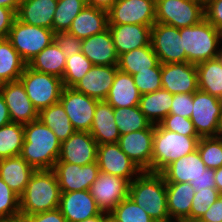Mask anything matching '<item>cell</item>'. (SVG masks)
Listing matches in <instances>:
<instances>
[{"label":"cell","instance_id":"cell-56","mask_svg":"<svg viewBox=\"0 0 222 222\" xmlns=\"http://www.w3.org/2000/svg\"><path fill=\"white\" fill-rule=\"evenodd\" d=\"M21 0H0V6L14 10L16 13L19 9Z\"/></svg>","mask_w":222,"mask_h":222},{"label":"cell","instance_id":"cell-9","mask_svg":"<svg viewBox=\"0 0 222 222\" xmlns=\"http://www.w3.org/2000/svg\"><path fill=\"white\" fill-rule=\"evenodd\" d=\"M190 119L199 137L219 136L222 121V100L204 91L193 93Z\"/></svg>","mask_w":222,"mask_h":222},{"label":"cell","instance_id":"cell-22","mask_svg":"<svg viewBox=\"0 0 222 222\" xmlns=\"http://www.w3.org/2000/svg\"><path fill=\"white\" fill-rule=\"evenodd\" d=\"M114 47L119 55L151 45L152 27L141 24H108Z\"/></svg>","mask_w":222,"mask_h":222},{"label":"cell","instance_id":"cell-32","mask_svg":"<svg viewBox=\"0 0 222 222\" xmlns=\"http://www.w3.org/2000/svg\"><path fill=\"white\" fill-rule=\"evenodd\" d=\"M151 67H161L152 45L134 49L118 56L117 68L130 75L149 70Z\"/></svg>","mask_w":222,"mask_h":222},{"label":"cell","instance_id":"cell-45","mask_svg":"<svg viewBox=\"0 0 222 222\" xmlns=\"http://www.w3.org/2000/svg\"><path fill=\"white\" fill-rule=\"evenodd\" d=\"M20 215V197L0 177V218Z\"/></svg>","mask_w":222,"mask_h":222},{"label":"cell","instance_id":"cell-48","mask_svg":"<svg viewBox=\"0 0 222 222\" xmlns=\"http://www.w3.org/2000/svg\"><path fill=\"white\" fill-rule=\"evenodd\" d=\"M193 108V93H179L173 95L171 110L169 114L180 115L190 118Z\"/></svg>","mask_w":222,"mask_h":222},{"label":"cell","instance_id":"cell-12","mask_svg":"<svg viewBox=\"0 0 222 222\" xmlns=\"http://www.w3.org/2000/svg\"><path fill=\"white\" fill-rule=\"evenodd\" d=\"M76 131L91 130L99 100L89 97L73 87H64L59 100Z\"/></svg>","mask_w":222,"mask_h":222},{"label":"cell","instance_id":"cell-17","mask_svg":"<svg viewBox=\"0 0 222 222\" xmlns=\"http://www.w3.org/2000/svg\"><path fill=\"white\" fill-rule=\"evenodd\" d=\"M161 82L162 88L172 95L196 92L199 89L196 64L188 62L161 64Z\"/></svg>","mask_w":222,"mask_h":222},{"label":"cell","instance_id":"cell-55","mask_svg":"<svg viewBox=\"0 0 222 222\" xmlns=\"http://www.w3.org/2000/svg\"><path fill=\"white\" fill-rule=\"evenodd\" d=\"M11 122L8 107L4 101V98L0 92V127Z\"/></svg>","mask_w":222,"mask_h":222},{"label":"cell","instance_id":"cell-43","mask_svg":"<svg viewBox=\"0 0 222 222\" xmlns=\"http://www.w3.org/2000/svg\"><path fill=\"white\" fill-rule=\"evenodd\" d=\"M220 195L217 188L195 189L189 221H198Z\"/></svg>","mask_w":222,"mask_h":222},{"label":"cell","instance_id":"cell-6","mask_svg":"<svg viewBox=\"0 0 222 222\" xmlns=\"http://www.w3.org/2000/svg\"><path fill=\"white\" fill-rule=\"evenodd\" d=\"M19 80L38 113L59 102L64 88L62 79L31 69L28 65Z\"/></svg>","mask_w":222,"mask_h":222},{"label":"cell","instance_id":"cell-39","mask_svg":"<svg viewBox=\"0 0 222 222\" xmlns=\"http://www.w3.org/2000/svg\"><path fill=\"white\" fill-rule=\"evenodd\" d=\"M85 6V0H58L52 24L53 32L68 31L73 19Z\"/></svg>","mask_w":222,"mask_h":222},{"label":"cell","instance_id":"cell-52","mask_svg":"<svg viewBox=\"0 0 222 222\" xmlns=\"http://www.w3.org/2000/svg\"><path fill=\"white\" fill-rule=\"evenodd\" d=\"M199 222H222V195L211 204L209 209L204 213Z\"/></svg>","mask_w":222,"mask_h":222},{"label":"cell","instance_id":"cell-3","mask_svg":"<svg viewBox=\"0 0 222 222\" xmlns=\"http://www.w3.org/2000/svg\"><path fill=\"white\" fill-rule=\"evenodd\" d=\"M60 198L61 190L54 170H35L20 196V215L30 216L57 209Z\"/></svg>","mask_w":222,"mask_h":222},{"label":"cell","instance_id":"cell-49","mask_svg":"<svg viewBox=\"0 0 222 222\" xmlns=\"http://www.w3.org/2000/svg\"><path fill=\"white\" fill-rule=\"evenodd\" d=\"M205 19L216 29L222 26V0H205Z\"/></svg>","mask_w":222,"mask_h":222},{"label":"cell","instance_id":"cell-1","mask_svg":"<svg viewBox=\"0 0 222 222\" xmlns=\"http://www.w3.org/2000/svg\"><path fill=\"white\" fill-rule=\"evenodd\" d=\"M60 149L61 141L41 120L24 124V142L20 156L34 170L53 169Z\"/></svg>","mask_w":222,"mask_h":222},{"label":"cell","instance_id":"cell-23","mask_svg":"<svg viewBox=\"0 0 222 222\" xmlns=\"http://www.w3.org/2000/svg\"><path fill=\"white\" fill-rule=\"evenodd\" d=\"M81 52L93 65L107 66L118 64V54L114 47L109 28L101 33L83 39Z\"/></svg>","mask_w":222,"mask_h":222},{"label":"cell","instance_id":"cell-29","mask_svg":"<svg viewBox=\"0 0 222 222\" xmlns=\"http://www.w3.org/2000/svg\"><path fill=\"white\" fill-rule=\"evenodd\" d=\"M34 171L21 156L0 159V177L19 197Z\"/></svg>","mask_w":222,"mask_h":222},{"label":"cell","instance_id":"cell-44","mask_svg":"<svg viewBox=\"0 0 222 222\" xmlns=\"http://www.w3.org/2000/svg\"><path fill=\"white\" fill-rule=\"evenodd\" d=\"M139 93L146 94L162 88L161 67H151L132 75Z\"/></svg>","mask_w":222,"mask_h":222},{"label":"cell","instance_id":"cell-46","mask_svg":"<svg viewBox=\"0 0 222 222\" xmlns=\"http://www.w3.org/2000/svg\"><path fill=\"white\" fill-rule=\"evenodd\" d=\"M159 124L164 129L171 132H176L185 136H198L192 120L178 114H169Z\"/></svg>","mask_w":222,"mask_h":222},{"label":"cell","instance_id":"cell-40","mask_svg":"<svg viewBox=\"0 0 222 222\" xmlns=\"http://www.w3.org/2000/svg\"><path fill=\"white\" fill-rule=\"evenodd\" d=\"M92 66V62L82 52L66 57V66L62 77L64 87H73Z\"/></svg>","mask_w":222,"mask_h":222},{"label":"cell","instance_id":"cell-50","mask_svg":"<svg viewBox=\"0 0 222 222\" xmlns=\"http://www.w3.org/2000/svg\"><path fill=\"white\" fill-rule=\"evenodd\" d=\"M16 18L14 10L0 6V39L8 38L11 26Z\"/></svg>","mask_w":222,"mask_h":222},{"label":"cell","instance_id":"cell-20","mask_svg":"<svg viewBox=\"0 0 222 222\" xmlns=\"http://www.w3.org/2000/svg\"><path fill=\"white\" fill-rule=\"evenodd\" d=\"M58 209L67 222H80L102 213L90 190L61 192Z\"/></svg>","mask_w":222,"mask_h":222},{"label":"cell","instance_id":"cell-4","mask_svg":"<svg viewBox=\"0 0 222 222\" xmlns=\"http://www.w3.org/2000/svg\"><path fill=\"white\" fill-rule=\"evenodd\" d=\"M199 136H185L154 125L151 172L161 173L170 163L197 150Z\"/></svg>","mask_w":222,"mask_h":222},{"label":"cell","instance_id":"cell-10","mask_svg":"<svg viewBox=\"0 0 222 222\" xmlns=\"http://www.w3.org/2000/svg\"><path fill=\"white\" fill-rule=\"evenodd\" d=\"M151 45L161 64L188 62L179 28L156 22L151 29Z\"/></svg>","mask_w":222,"mask_h":222},{"label":"cell","instance_id":"cell-15","mask_svg":"<svg viewBox=\"0 0 222 222\" xmlns=\"http://www.w3.org/2000/svg\"><path fill=\"white\" fill-rule=\"evenodd\" d=\"M53 170L56 173L61 192L90 190L100 173L97 162L83 166L56 162Z\"/></svg>","mask_w":222,"mask_h":222},{"label":"cell","instance_id":"cell-16","mask_svg":"<svg viewBox=\"0 0 222 222\" xmlns=\"http://www.w3.org/2000/svg\"><path fill=\"white\" fill-rule=\"evenodd\" d=\"M154 124L148 129L120 135L118 144L122 151L140 168L151 172Z\"/></svg>","mask_w":222,"mask_h":222},{"label":"cell","instance_id":"cell-24","mask_svg":"<svg viewBox=\"0 0 222 222\" xmlns=\"http://www.w3.org/2000/svg\"><path fill=\"white\" fill-rule=\"evenodd\" d=\"M206 169L198 150H195L170 163L161 174L166 183H190L203 175Z\"/></svg>","mask_w":222,"mask_h":222},{"label":"cell","instance_id":"cell-33","mask_svg":"<svg viewBox=\"0 0 222 222\" xmlns=\"http://www.w3.org/2000/svg\"><path fill=\"white\" fill-rule=\"evenodd\" d=\"M31 69L62 79L66 66V56L53 41L27 64Z\"/></svg>","mask_w":222,"mask_h":222},{"label":"cell","instance_id":"cell-2","mask_svg":"<svg viewBox=\"0 0 222 222\" xmlns=\"http://www.w3.org/2000/svg\"><path fill=\"white\" fill-rule=\"evenodd\" d=\"M128 196L155 222H172L168 214L166 181L161 173L142 171L129 184Z\"/></svg>","mask_w":222,"mask_h":222},{"label":"cell","instance_id":"cell-21","mask_svg":"<svg viewBox=\"0 0 222 222\" xmlns=\"http://www.w3.org/2000/svg\"><path fill=\"white\" fill-rule=\"evenodd\" d=\"M117 65H93L73 88L99 101L105 100L114 82Z\"/></svg>","mask_w":222,"mask_h":222},{"label":"cell","instance_id":"cell-57","mask_svg":"<svg viewBox=\"0 0 222 222\" xmlns=\"http://www.w3.org/2000/svg\"><path fill=\"white\" fill-rule=\"evenodd\" d=\"M214 180L217 190L222 195V166L220 168L215 169Z\"/></svg>","mask_w":222,"mask_h":222},{"label":"cell","instance_id":"cell-11","mask_svg":"<svg viewBox=\"0 0 222 222\" xmlns=\"http://www.w3.org/2000/svg\"><path fill=\"white\" fill-rule=\"evenodd\" d=\"M156 23L155 0H117L108 10V24Z\"/></svg>","mask_w":222,"mask_h":222},{"label":"cell","instance_id":"cell-31","mask_svg":"<svg viewBox=\"0 0 222 222\" xmlns=\"http://www.w3.org/2000/svg\"><path fill=\"white\" fill-rule=\"evenodd\" d=\"M172 100L173 95L161 88L155 92L142 94L139 107L144 116L156 125L169 115Z\"/></svg>","mask_w":222,"mask_h":222},{"label":"cell","instance_id":"cell-28","mask_svg":"<svg viewBox=\"0 0 222 222\" xmlns=\"http://www.w3.org/2000/svg\"><path fill=\"white\" fill-rule=\"evenodd\" d=\"M107 28L108 11L86 5L73 19L67 32L83 40Z\"/></svg>","mask_w":222,"mask_h":222},{"label":"cell","instance_id":"cell-47","mask_svg":"<svg viewBox=\"0 0 222 222\" xmlns=\"http://www.w3.org/2000/svg\"><path fill=\"white\" fill-rule=\"evenodd\" d=\"M54 41L61 48L66 57L81 52L82 39L66 32H56Z\"/></svg>","mask_w":222,"mask_h":222},{"label":"cell","instance_id":"cell-41","mask_svg":"<svg viewBox=\"0 0 222 222\" xmlns=\"http://www.w3.org/2000/svg\"><path fill=\"white\" fill-rule=\"evenodd\" d=\"M197 150L208 169L222 166V137H200Z\"/></svg>","mask_w":222,"mask_h":222},{"label":"cell","instance_id":"cell-38","mask_svg":"<svg viewBox=\"0 0 222 222\" xmlns=\"http://www.w3.org/2000/svg\"><path fill=\"white\" fill-rule=\"evenodd\" d=\"M114 118L121 135L148 129L152 123L141 112L139 105L114 108Z\"/></svg>","mask_w":222,"mask_h":222},{"label":"cell","instance_id":"cell-13","mask_svg":"<svg viewBox=\"0 0 222 222\" xmlns=\"http://www.w3.org/2000/svg\"><path fill=\"white\" fill-rule=\"evenodd\" d=\"M129 184L125 178L100 171L96 181L91 185L90 193L101 212L109 214L128 197Z\"/></svg>","mask_w":222,"mask_h":222},{"label":"cell","instance_id":"cell-35","mask_svg":"<svg viewBox=\"0 0 222 222\" xmlns=\"http://www.w3.org/2000/svg\"><path fill=\"white\" fill-rule=\"evenodd\" d=\"M199 90L222 100V62L219 57L196 65Z\"/></svg>","mask_w":222,"mask_h":222},{"label":"cell","instance_id":"cell-62","mask_svg":"<svg viewBox=\"0 0 222 222\" xmlns=\"http://www.w3.org/2000/svg\"><path fill=\"white\" fill-rule=\"evenodd\" d=\"M218 57L220 58V61L222 62V48L220 49Z\"/></svg>","mask_w":222,"mask_h":222},{"label":"cell","instance_id":"cell-8","mask_svg":"<svg viewBox=\"0 0 222 222\" xmlns=\"http://www.w3.org/2000/svg\"><path fill=\"white\" fill-rule=\"evenodd\" d=\"M205 0H155L156 22L176 28L190 27L205 18Z\"/></svg>","mask_w":222,"mask_h":222},{"label":"cell","instance_id":"cell-63","mask_svg":"<svg viewBox=\"0 0 222 222\" xmlns=\"http://www.w3.org/2000/svg\"><path fill=\"white\" fill-rule=\"evenodd\" d=\"M219 136L222 137V121H221V128H220Z\"/></svg>","mask_w":222,"mask_h":222},{"label":"cell","instance_id":"cell-60","mask_svg":"<svg viewBox=\"0 0 222 222\" xmlns=\"http://www.w3.org/2000/svg\"><path fill=\"white\" fill-rule=\"evenodd\" d=\"M217 33H218V41L220 48H222V26L217 28Z\"/></svg>","mask_w":222,"mask_h":222},{"label":"cell","instance_id":"cell-27","mask_svg":"<svg viewBox=\"0 0 222 222\" xmlns=\"http://www.w3.org/2000/svg\"><path fill=\"white\" fill-rule=\"evenodd\" d=\"M58 0H21L17 19L29 25L52 30Z\"/></svg>","mask_w":222,"mask_h":222},{"label":"cell","instance_id":"cell-19","mask_svg":"<svg viewBox=\"0 0 222 222\" xmlns=\"http://www.w3.org/2000/svg\"><path fill=\"white\" fill-rule=\"evenodd\" d=\"M98 144L87 131H75L61 142L60 155L56 162L88 165L97 162Z\"/></svg>","mask_w":222,"mask_h":222},{"label":"cell","instance_id":"cell-54","mask_svg":"<svg viewBox=\"0 0 222 222\" xmlns=\"http://www.w3.org/2000/svg\"><path fill=\"white\" fill-rule=\"evenodd\" d=\"M117 0H85L86 5L108 11Z\"/></svg>","mask_w":222,"mask_h":222},{"label":"cell","instance_id":"cell-30","mask_svg":"<svg viewBox=\"0 0 222 222\" xmlns=\"http://www.w3.org/2000/svg\"><path fill=\"white\" fill-rule=\"evenodd\" d=\"M140 97L132 75L118 69L105 101L113 108L133 107L139 105Z\"/></svg>","mask_w":222,"mask_h":222},{"label":"cell","instance_id":"cell-61","mask_svg":"<svg viewBox=\"0 0 222 222\" xmlns=\"http://www.w3.org/2000/svg\"><path fill=\"white\" fill-rule=\"evenodd\" d=\"M104 222H117L113 217H111L109 214L104 213Z\"/></svg>","mask_w":222,"mask_h":222},{"label":"cell","instance_id":"cell-53","mask_svg":"<svg viewBox=\"0 0 222 222\" xmlns=\"http://www.w3.org/2000/svg\"><path fill=\"white\" fill-rule=\"evenodd\" d=\"M215 169H206L198 179L190 182L194 189H204V188H216L215 180Z\"/></svg>","mask_w":222,"mask_h":222},{"label":"cell","instance_id":"cell-26","mask_svg":"<svg viewBox=\"0 0 222 222\" xmlns=\"http://www.w3.org/2000/svg\"><path fill=\"white\" fill-rule=\"evenodd\" d=\"M89 133L98 145L118 143L120 133L114 118V108L105 100L97 102Z\"/></svg>","mask_w":222,"mask_h":222},{"label":"cell","instance_id":"cell-14","mask_svg":"<svg viewBox=\"0 0 222 222\" xmlns=\"http://www.w3.org/2000/svg\"><path fill=\"white\" fill-rule=\"evenodd\" d=\"M97 164L101 172L120 176L130 183L142 172L118 143L98 145Z\"/></svg>","mask_w":222,"mask_h":222},{"label":"cell","instance_id":"cell-36","mask_svg":"<svg viewBox=\"0 0 222 222\" xmlns=\"http://www.w3.org/2000/svg\"><path fill=\"white\" fill-rule=\"evenodd\" d=\"M38 119L50 128L61 142L76 131L60 101L41 110Z\"/></svg>","mask_w":222,"mask_h":222},{"label":"cell","instance_id":"cell-37","mask_svg":"<svg viewBox=\"0 0 222 222\" xmlns=\"http://www.w3.org/2000/svg\"><path fill=\"white\" fill-rule=\"evenodd\" d=\"M23 142V124L10 122L0 127V159L20 156Z\"/></svg>","mask_w":222,"mask_h":222},{"label":"cell","instance_id":"cell-7","mask_svg":"<svg viewBox=\"0 0 222 222\" xmlns=\"http://www.w3.org/2000/svg\"><path fill=\"white\" fill-rule=\"evenodd\" d=\"M54 35L53 30L29 25L16 18L11 26L8 39L28 64L32 58L54 41Z\"/></svg>","mask_w":222,"mask_h":222},{"label":"cell","instance_id":"cell-18","mask_svg":"<svg viewBox=\"0 0 222 222\" xmlns=\"http://www.w3.org/2000/svg\"><path fill=\"white\" fill-rule=\"evenodd\" d=\"M0 92L8 107L11 122L24 125L38 119V111L20 80L0 84Z\"/></svg>","mask_w":222,"mask_h":222},{"label":"cell","instance_id":"cell-58","mask_svg":"<svg viewBox=\"0 0 222 222\" xmlns=\"http://www.w3.org/2000/svg\"><path fill=\"white\" fill-rule=\"evenodd\" d=\"M0 222H28L26 216L18 215L10 218H0Z\"/></svg>","mask_w":222,"mask_h":222},{"label":"cell","instance_id":"cell-42","mask_svg":"<svg viewBox=\"0 0 222 222\" xmlns=\"http://www.w3.org/2000/svg\"><path fill=\"white\" fill-rule=\"evenodd\" d=\"M109 215L117 222H155L129 196L123 199Z\"/></svg>","mask_w":222,"mask_h":222},{"label":"cell","instance_id":"cell-59","mask_svg":"<svg viewBox=\"0 0 222 222\" xmlns=\"http://www.w3.org/2000/svg\"><path fill=\"white\" fill-rule=\"evenodd\" d=\"M80 222H104V213L102 212L98 216H94L92 218L85 219V220L80 221Z\"/></svg>","mask_w":222,"mask_h":222},{"label":"cell","instance_id":"cell-34","mask_svg":"<svg viewBox=\"0 0 222 222\" xmlns=\"http://www.w3.org/2000/svg\"><path fill=\"white\" fill-rule=\"evenodd\" d=\"M26 66L10 40L0 39V84L19 80Z\"/></svg>","mask_w":222,"mask_h":222},{"label":"cell","instance_id":"cell-25","mask_svg":"<svg viewBox=\"0 0 222 222\" xmlns=\"http://www.w3.org/2000/svg\"><path fill=\"white\" fill-rule=\"evenodd\" d=\"M168 214L172 222L189 221L195 189L188 182L166 183Z\"/></svg>","mask_w":222,"mask_h":222},{"label":"cell","instance_id":"cell-51","mask_svg":"<svg viewBox=\"0 0 222 222\" xmlns=\"http://www.w3.org/2000/svg\"><path fill=\"white\" fill-rule=\"evenodd\" d=\"M26 217L28 222H67L58 208Z\"/></svg>","mask_w":222,"mask_h":222},{"label":"cell","instance_id":"cell-5","mask_svg":"<svg viewBox=\"0 0 222 222\" xmlns=\"http://www.w3.org/2000/svg\"><path fill=\"white\" fill-rule=\"evenodd\" d=\"M188 63L199 64L218 57L220 45L217 29L205 18L190 27L180 28Z\"/></svg>","mask_w":222,"mask_h":222}]
</instances>
